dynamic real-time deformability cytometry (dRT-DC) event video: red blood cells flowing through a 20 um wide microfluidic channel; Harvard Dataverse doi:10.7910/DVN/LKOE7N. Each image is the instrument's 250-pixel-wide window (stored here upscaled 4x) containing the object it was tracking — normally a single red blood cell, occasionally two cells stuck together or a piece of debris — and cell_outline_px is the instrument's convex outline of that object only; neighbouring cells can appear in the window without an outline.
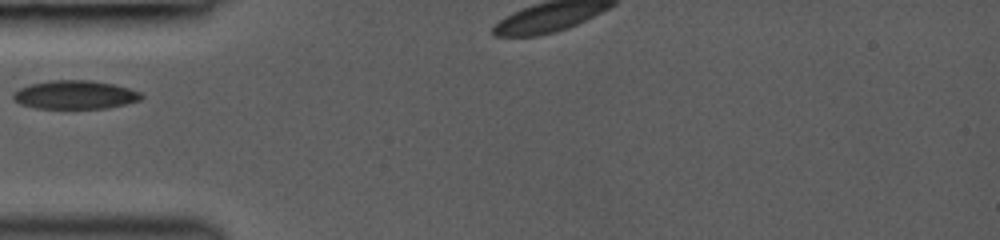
{"species": "common noctule bat (a hibernating species)", "species_latin": "Nyctalus noctula", "temperature_condition": "room temperature", "stored_images_in_passage": 2, "camera_frame_rate_fps": 3000, "um_per_image_px": 0.085, "animal": {"sex": "female", "body_mass_g": 19.0, "forearm_length_mm": 53.3}, "frame": {"image": 1, "passage_image": 1, "time_ms": 0.0, "image_size_px": [1000, 240], "cell_outline_px": [[144, 96], [140, 100], [108, 108], [36, 108], [20, 104], [12, 100], [12, 92], [28, 84], [52, 80], [92, 80], [112, 84], [128, 88], [140, 92]], "centroid_in_image_um": [6.33, 8.05], "position_along_channel_um": 78.7, "area_um2": 21.39}}